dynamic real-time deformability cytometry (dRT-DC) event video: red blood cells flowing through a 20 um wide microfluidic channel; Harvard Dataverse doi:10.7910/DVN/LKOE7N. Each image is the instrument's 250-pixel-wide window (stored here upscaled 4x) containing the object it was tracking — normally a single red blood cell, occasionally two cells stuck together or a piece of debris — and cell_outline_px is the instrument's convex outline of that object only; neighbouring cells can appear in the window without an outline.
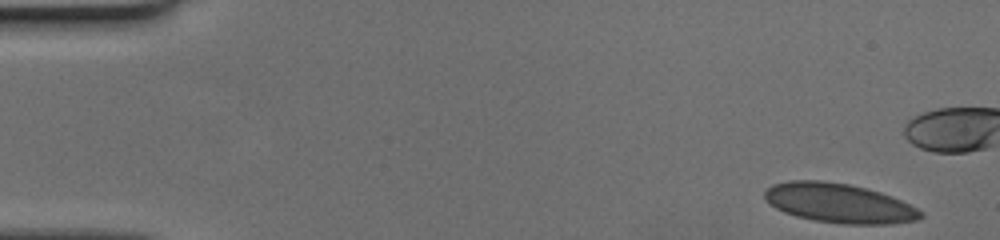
{"species": "human", "species_latin": "Homo sapiens", "temperature_condition": "cold", "stored_images_in_passage": 51, "camera_frame_rate_fps": 3000, "um_per_image_px": 0.085, "donor": {"sex": "female"}, "frame": {"image": 1, "passage_image": 1, "time_ms": 0.0, "image_size_px": [1000, 240], "cell_outline_px": [[924, 216], [920, 220], [892, 224], [844, 224], [816, 220], [796, 216], [784, 212], [776, 208], [764, 196], [764, 192], [772, 184], [788, 180], [820, 180], [848, 184], [880, 192], [900, 200], [924, 212]], "centroid_in_image_um": [71.35, 17.27], "position_along_channel_um": 13.7, "area_um2": 35.66}}
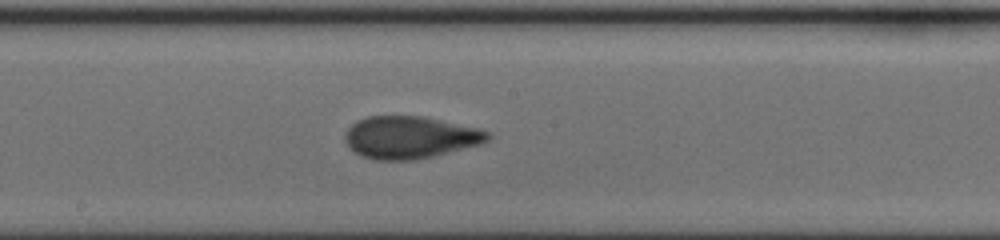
{"frame": {"image": 2, "passage_image": 26, "time_ms": 8.333, "image_size_px": [1000, 240], "cell_outline_px": [[492, 136], [488, 140], [480, 144], [416, 160], [376, 160], [360, 156], [344, 140], [344, 136], [348, 128], [356, 120], [368, 116], [424, 116], [476, 128], [488, 132]], "centroid_in_image_um": [34.82, 11.67], "position_along_channel_um": 213.4, "area_um2": 34.97}}
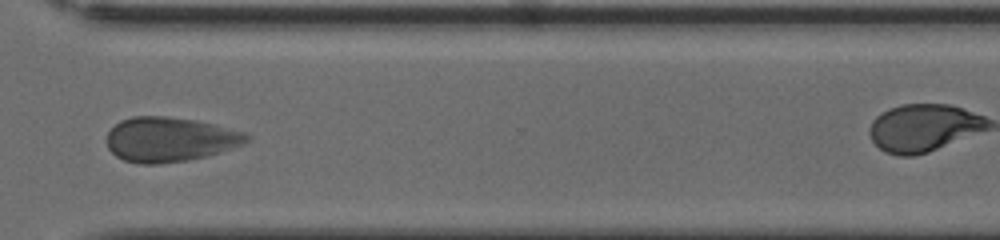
{"frame": {"image": 3, "passage_image": 37, "time_ms": 12.0, "image_size_px": [1000, 240], "cell_outline_px": [[248, 140], [244, 144], [204, 156], [188, 160], [160, 164], [140, 164], [124, 160], [116, 156], [108, 148], [108, 132], [120, 120], [132, 116], [168, 116], [196, 120], [244, 132], [248, 136]], "centroid_in_image_um": [14.39, 11.85], "position_along_channel_um": 356.2, "area_um2": 36.07}}